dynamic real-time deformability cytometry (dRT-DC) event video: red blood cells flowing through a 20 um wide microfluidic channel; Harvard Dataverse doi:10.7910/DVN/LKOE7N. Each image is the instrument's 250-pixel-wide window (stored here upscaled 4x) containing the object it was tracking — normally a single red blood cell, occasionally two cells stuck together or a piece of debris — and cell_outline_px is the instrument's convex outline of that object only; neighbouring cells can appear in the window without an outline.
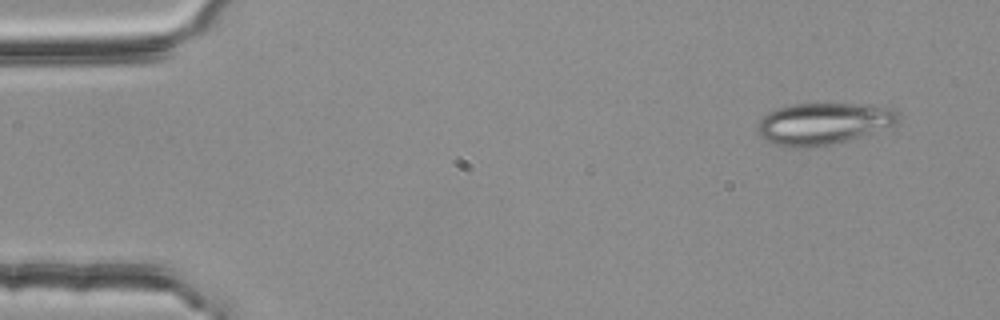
{"species": "common noctule bat (a hibernating species)", "species_latin": "Nyctalus noctula", "temperature_condition": "room temperature", "stored_images_in_passage": 3, "camera_frame_rate_fps": 3000, "um_per_image_px": 0.085, "animal": {"sex": "female", "body_mass_g": 25.1}, "frame": {"image": 1, "passage_image": 1, "time_ms": 0.0, "image_size_px": [1000, 320], "cell_outline_px": [[900, 116], [896, 124], [848, 140], [832, 144], [800, 148], [792, 148], [776, 144], [764, 140], [756, 132], [760, 120], [768, 112], [776, 108], [792, 104], [868, 104], [892, 108], [900, 112]], "centroid_in_image_um": [69.97, 10.5], "position_along_channel_um": 15.0, "area_um2": 34.22}}